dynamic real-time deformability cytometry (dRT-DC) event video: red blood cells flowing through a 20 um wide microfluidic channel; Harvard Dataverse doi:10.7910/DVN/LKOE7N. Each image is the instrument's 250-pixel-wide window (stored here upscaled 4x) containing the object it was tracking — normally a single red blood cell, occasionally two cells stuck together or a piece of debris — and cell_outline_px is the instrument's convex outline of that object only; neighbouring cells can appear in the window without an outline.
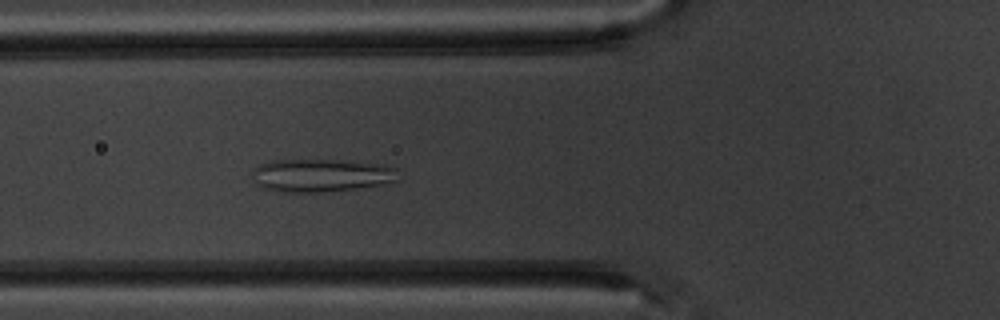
{"species": "common noctule bat (a hibernating species)", "species_latin": "Nyctalus noctula", "temperature_condition": "warm", "stored_images_in_passage": 6, "camera_frame_rate_fps": 3000, "um_per_image_px": 0.085, "animal": {"sex": "male", "body_mass_g": 20.1, "forearm_length_mm": 53.5}, "frame": {"image": 1, "passage_image": 6, "time_ms": 6.0, "image_size_px": [1000, 320], "cell_outline_px": [[396, 180], [384, 184], [356, 188], [316, 192], [280, 192], [260, 188], [256, 184], [252, 172], [252, 168], [260, 164], [272, 160], [336, 160], [384, 164], [396, 168]], "centroid_in_image_um": [27.23, 14.9], "position_along_channel_um": 98.6, "area_um2": 28.03}}